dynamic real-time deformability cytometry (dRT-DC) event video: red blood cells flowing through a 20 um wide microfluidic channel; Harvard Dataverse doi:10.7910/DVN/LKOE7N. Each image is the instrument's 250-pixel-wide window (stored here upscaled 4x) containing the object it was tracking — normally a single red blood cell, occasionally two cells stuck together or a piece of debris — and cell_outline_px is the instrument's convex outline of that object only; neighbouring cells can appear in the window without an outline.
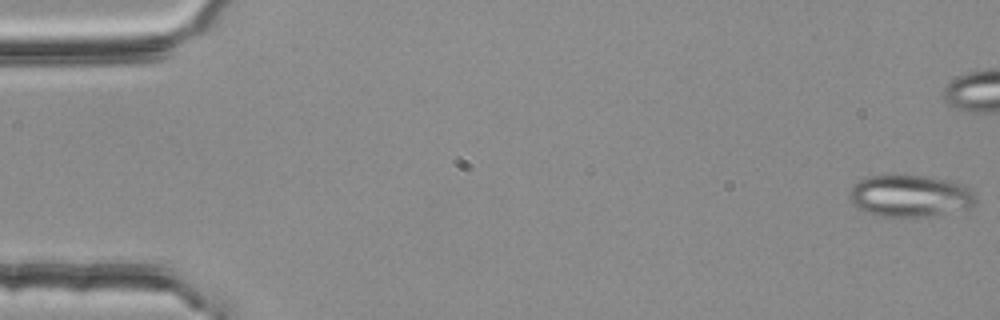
{"species": "common noctule bat (a hibernating species)", "species_latin": "Nyctalus noctula", "temperature_condition": "room temperature", "stored_images_in_passage": 55, "camera_frame_rate_fps": 3000, "um_per_image_px": 0.085, "animal": {"sex": "female", "body_mass_g": 25.1}, "frame": {"image": 1, "passage_image": 1, "time_ms": 0.0, "image_size_px": [1000, 320], "cell_outline_px": [[976, 204], [968, 208], [932, 216], [884, 216], [868, 212], [856, 208], [852, 204], [848, 196], [852, 188], [860, 180], [868, 176], [924, 176], [952, 180], [964, 184], [972, 188], [976, 192]], "centroid_in_image_um": [77.43, 16.65], "position_along_channel_um": 7.6, "area_um2": 30.92}}
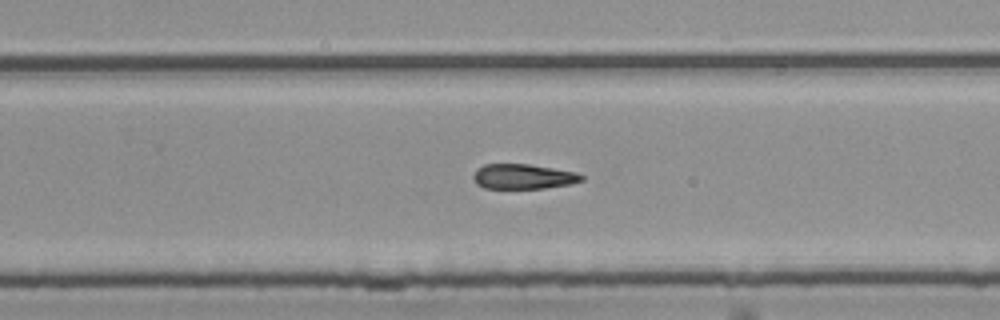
{"frame": {"image": 2, "passage_image": 35, "time_ms": 11.333, "image_size_px": [1000, 320], "cell_outline_px": [[584, 180], [572, 184], [544, 188], [484, 188], [476, 184], [472, 176], [476, 168], [484, 164], [528, 164], [576, 172], [584, 176]], "centroid_in_image_um": [44.46, 15.0], "position_along_channel_um": 285.3, "area_um2": 15.84}}
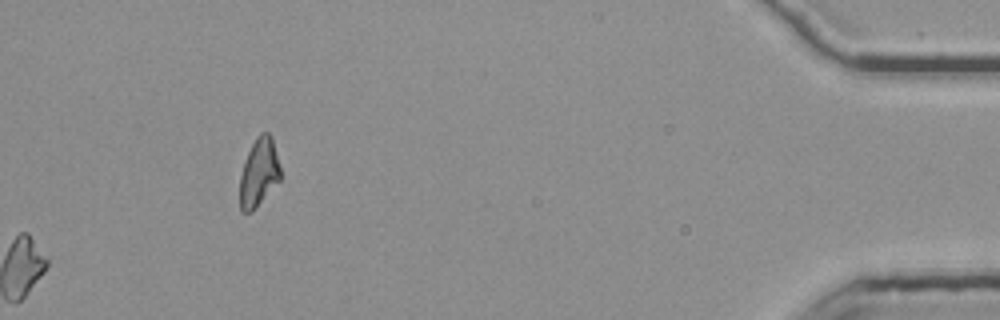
{"frame": {"image": 3, "passage_image": 55, "time_ms": 18.0, "image_size_px": [1000, 320], "cell_outline_px": [[280, 180], [252, 212], [240, 212], [240, 176], [244, 160], [256, 136], [260, 132], [268, 132], [272, 136], [280, 164]], "centroid_in_image_um": [22.01, 14.64], "position_along_channel_um": 413.2, "area_um2": 16.3}}